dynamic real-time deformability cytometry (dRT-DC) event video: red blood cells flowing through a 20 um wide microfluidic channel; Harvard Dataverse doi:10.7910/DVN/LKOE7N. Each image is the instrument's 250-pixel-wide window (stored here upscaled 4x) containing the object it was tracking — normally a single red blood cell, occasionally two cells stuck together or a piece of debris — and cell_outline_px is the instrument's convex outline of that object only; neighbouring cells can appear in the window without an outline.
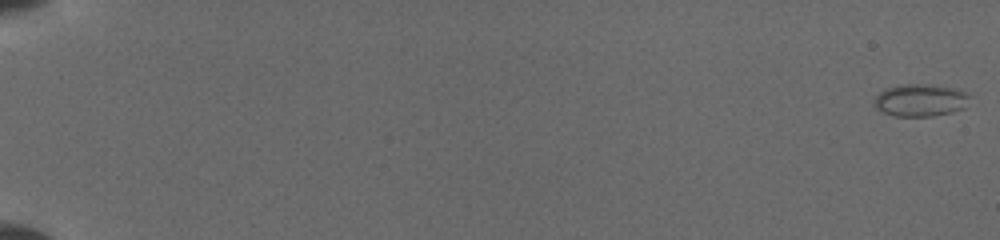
{"species": "common noctule bat (a hibernating species)", "species_latin": "Nyctalus noctula", "temperature_condition": "cold", "stored_images_in_passage": 41, "camera_frame_rate_fps": 3000, "um_per_image_px": 0.085, "animal": {"sex": "female", "body_mass_g": 19.5, "forearm_length_mm": 54.1}, "frame": {"image": 1, "passage_image": 1, "time_ms": 0.0, "image_size_px": [1000, 240], "cell_outline_px": [[968, 96], [964, 108], [952, 112], [932, 116], [892, 116], [884, 112], [872, 104], [872, 100], [884, 88], [900, 84], [924, 84], [952, 88], [964, 92]], "centroid_in_image_um": [78.15, 8.52], "position_along_channel_um": 6.9, "area_um2": 17.86}}
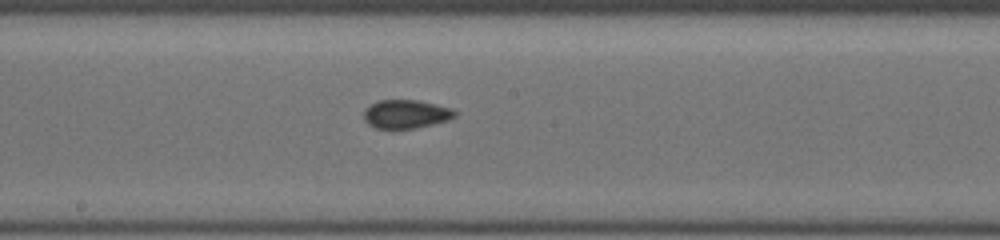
{"frame": {"image": 2, "passage_image": 25, "time_ms": 10.333, "image_size_px": [1000, 240], "cell_outline_px": [[456, 116], [448, 120], [416, 128], [392, 132], [376, 128], [368, 124], [364, 120], [364, 108], [380, 100], [420, 100], [452, 108], [456, 112]], "centroid_in_image_um": [34.48, 9.73], "position_along_channel_um": 213.7, "area_um2": 15.72}}
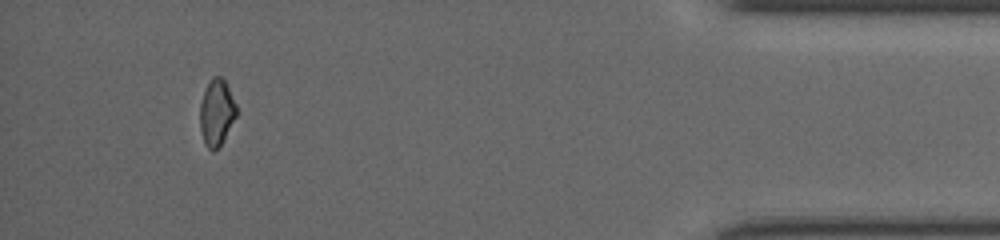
{"frame": {"image": 3, "passage_image": 40, "time_ms": 16.667, "image_size_px": [1000, 240], "cell_outline_px": [[236, 116], [224, 140], [212, 152], [204, 144], [200, 128], [200, 104], [204, 92], [212, 76], [220, 76], [224, 80], [236, 104]], "centroid_in_image_um": [18.4, 9.58], "position_along_channel_um": 416.8, "area_um2": 13.93}}